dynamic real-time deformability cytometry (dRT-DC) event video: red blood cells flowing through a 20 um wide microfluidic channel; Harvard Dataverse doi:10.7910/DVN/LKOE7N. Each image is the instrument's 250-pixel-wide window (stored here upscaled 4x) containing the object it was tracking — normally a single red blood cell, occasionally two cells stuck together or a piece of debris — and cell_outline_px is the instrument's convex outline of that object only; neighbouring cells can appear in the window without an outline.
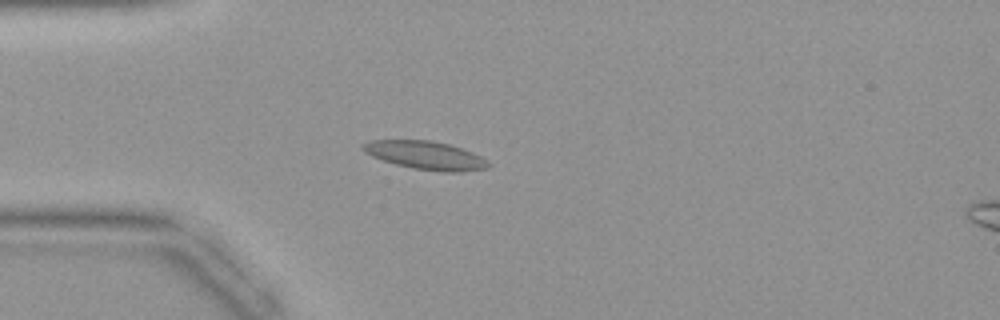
{"species": "common noctule bat (a hibernating species)", "species_latin": "Nyctalus noctula", "temperature_condition": "warm", "stored_images_in_passage": 44, "camera_frame_rate_fps": 3000, "um_per_image_px": 0.085, "animal": {"sex": "female", "body_mass_g": 19.9}, "frame": {"image": 1, "passage_image": 12, "time_ms": 3.667, "image_size_px": [1000, 320], "cell_outline_px": [[492, 164], [488, 168], [460, 172], [440, 172], [412, 168], [396, 164], [372, 156], [364, 152], [360, 148], [360, 144], [372, 140], [432, 140], [448, 144], [472, 152], [488, 160]], "centroid_in_image_um": [36.18, 13.2], "position_along_channel_um": 48.8, "area_um2": 20.81}}
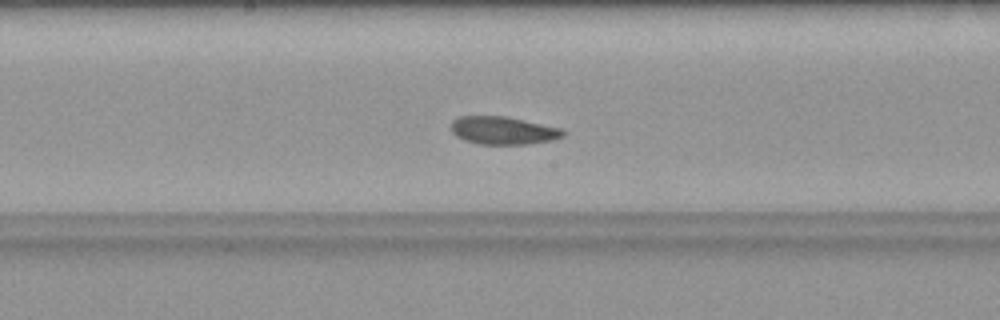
{"frame": {"image": 2, "passage_image": 23, "time_ms": 7.333, "image_size_px": [1000, 320], "cell_outline_px": [[568, 132], [564, 136], [552, 140], [528, 144], [480, 144], [464, 140], [456, 136], [448, 128], [452, 120], [460, 116], [504, 116], [564, 128]], "centroid_in_image_um": [42.77, 11.09], "position_along_channel_um": 205.4, "area_um2": 18.5}}
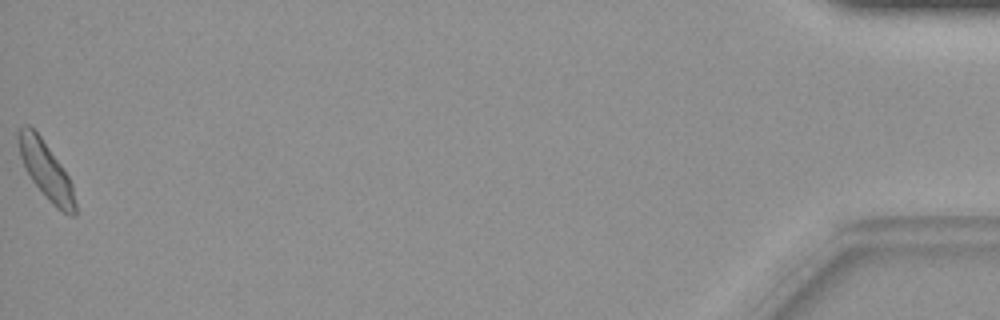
{"frame": {"image": 3, "passage_image": 44, "time_ms": 14.333, "image_size_px": [1000, 320], "cell_outline_px": [[76, 216], [72, 216], [56, 208], [48, 200], [32, 180], [24, 168], [20, 156], [16, 140], [16, 128], [24, 124], [28, 124], [40, 136], [64, 168], [72, 184], [76, 204]], "centroid_in_image_um": [3.87, 14.44], "position_along_channel_um": 431.3, "area_um2": 19.25}}